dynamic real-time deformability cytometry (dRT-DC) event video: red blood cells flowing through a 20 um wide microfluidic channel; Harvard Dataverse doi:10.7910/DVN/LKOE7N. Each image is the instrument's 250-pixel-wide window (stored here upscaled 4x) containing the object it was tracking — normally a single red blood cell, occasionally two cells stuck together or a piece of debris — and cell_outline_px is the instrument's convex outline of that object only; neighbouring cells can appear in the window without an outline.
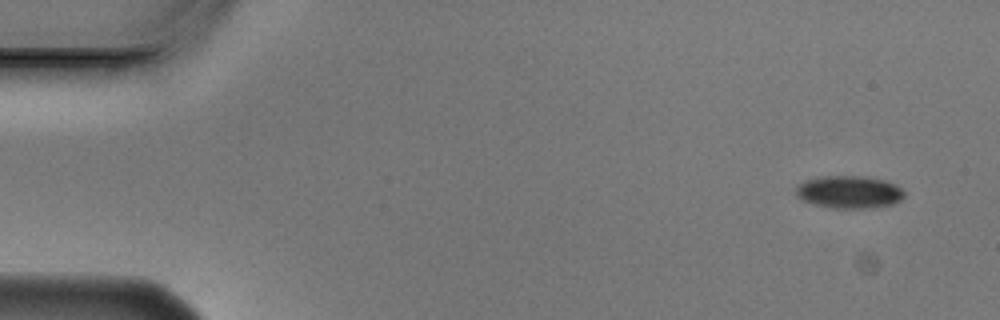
{"species": "Egyptian fruit bat (a non-hibernating species)", "species_latin": "Rousettus aegyptiacus", "temperature_condition": "cold", "stored_images_in_passage": 6, "camera_frame_rate_fps": 3000, "um_per_image_px": 0.085, "animal": {"sex": "male"}, "frame": {"image": 1, "passage_image": 1, "time_ms": 0.0, "image_size_px": [1000, 320], "cell_outline_px": [[904, 196], [900, 200], [892, 204], [872, 208], [832, 208], [800, 200], [796, 196], [796, 188], [804, 180], [820, 176], [860, 176], [884, 180], [896, 184], [904, 192]], "centroid_in_image_um": [72.16, 16.32], "position_along_channel_um": 12.8, "area_um2": 20.58}}
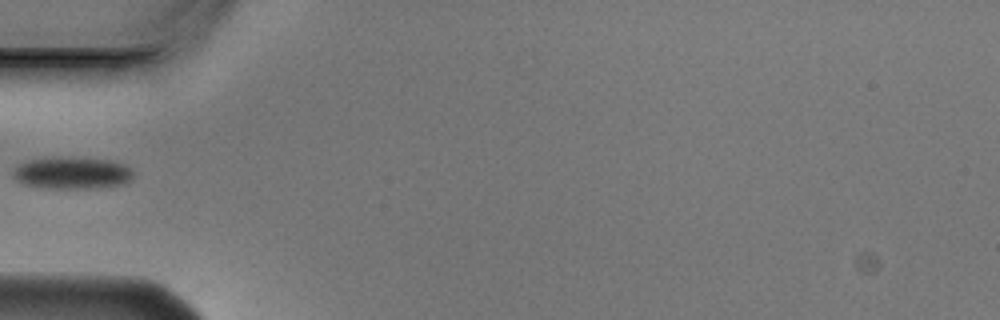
{"frame": {"image": 2, "passage_image": 5, "time_ms": 1.333, "image_size_px": [1000, 320], "cell_outline_px": [[132, 180], [124, 184], [96, 188], [44, 188], [24, 184], [16, 180], [12, 176], [12, 168], [28, 160], [56, 156], [112, 160], [124, 164], [132, 172]], "centroid_in_image_um": [6.09, 14.69], "position_along_channel_um": 78.9, "area_um2": 22.72}}
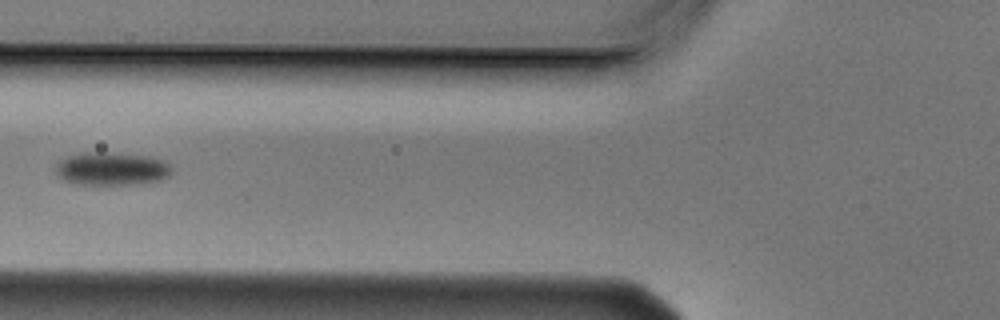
{"frame": {"image": 3, "passage_image": 6, "time_ms": 1.667, "image_size_px": [1000, 320], "cell_outline_px": [[172, 172], [168, 176], [160, 180], [144, 184], [72, 184], [64, 180], [56, 172], [56, 164], [60, 160], [68, 156], [80, 152], [104, 152], [152, 156], [168, 164], [172, 168]], "centroid_in_image_um": [9.49, 14.34], "position_along_channel_um": 116.3, "area_um2": 22.54}}